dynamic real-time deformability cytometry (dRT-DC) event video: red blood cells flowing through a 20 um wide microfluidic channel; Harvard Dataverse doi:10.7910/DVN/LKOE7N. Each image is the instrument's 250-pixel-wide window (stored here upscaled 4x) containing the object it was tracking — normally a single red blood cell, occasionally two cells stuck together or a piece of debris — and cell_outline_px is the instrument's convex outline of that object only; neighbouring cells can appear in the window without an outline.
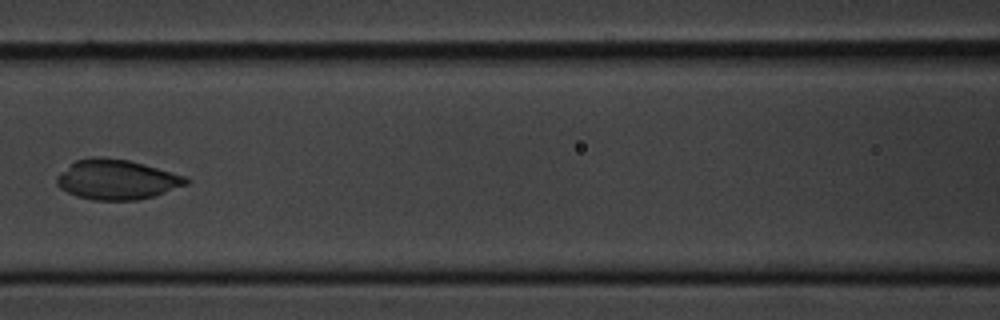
{"species": "common noctule bat (a hibernating species)", "species_latin": "Nyctalus noctula", "temperature_condition": "cold", "stored_images_in_passage": 9, "camera_frame_rate_fps": 3000, "um_per_image_px": 0.085, "animal": {"sex": "male", "body_mass_g": 20.1, "forearm_length_mm": 53.5}, "frame": {"image": 1, "passage_image": 6, "time_ms": 6.667, "image_size_px": [1000, 320], "cell_outline_px": [[192, 180], [188, 184], [152, 196], [136, 200], [92, 200], [76, 196], [60, 188], [56, 184], [56, 176], [76, 160], [92, 156], [100, 156], [128, 160], [144, 164], [188, 176]], "centroid_in_image_um": [9.94, 15.25], "position_along_channel_um": 156.7, "area_um2": 30.17}}
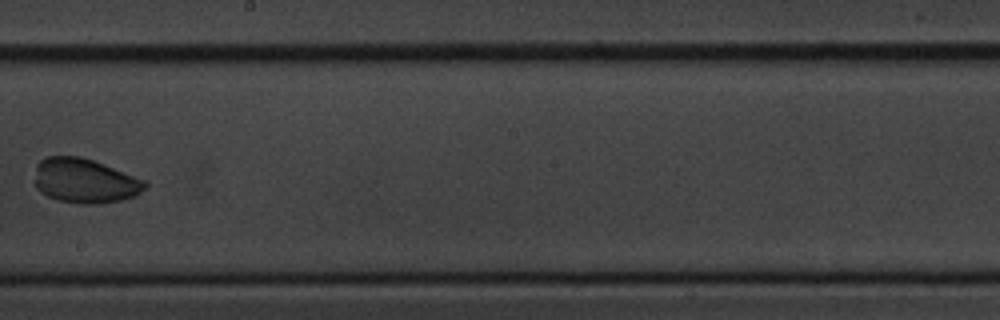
{"frame": {"image": 2, "passage_image": 8, "time_ms": 9.0, "image_size_px": [1000, 320], "cell_outline_px": [[148, 184], [136, 196], [120, 200], [100, 204], [76, 204], [56, 200], [40, 192], [36, 188], [36, 164], [40, 160], [48, 156], [80, 156], [92, 160], [148, 180]], "centroid_in_image_um": [7.23, 15.38], "position_along_channel_um": 241.0, "area_um2": 28.9}}
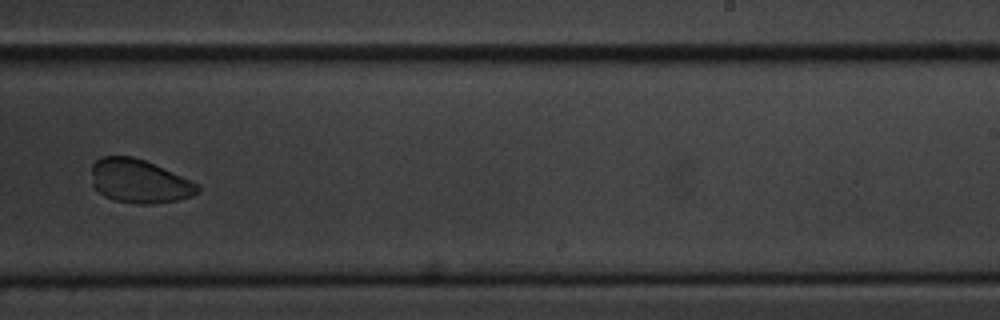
{"frame": {"image": 3, "passage_image": 9, "time_ms": 10.0, "image_size_px": [1000, 320], "cell_outline_px": [[200, 188], [192, 196], [176, 200], [152, 204], [140, 204], [112, 200], [104, 196], [92, 184], [92, 164], [100, 156], [132, 156], [144, 160], [200, 184]], "centroid_in_image_um": [11.82, 15.4], "position_along_channel_um": 277.2, "area_um2": 26.88}}